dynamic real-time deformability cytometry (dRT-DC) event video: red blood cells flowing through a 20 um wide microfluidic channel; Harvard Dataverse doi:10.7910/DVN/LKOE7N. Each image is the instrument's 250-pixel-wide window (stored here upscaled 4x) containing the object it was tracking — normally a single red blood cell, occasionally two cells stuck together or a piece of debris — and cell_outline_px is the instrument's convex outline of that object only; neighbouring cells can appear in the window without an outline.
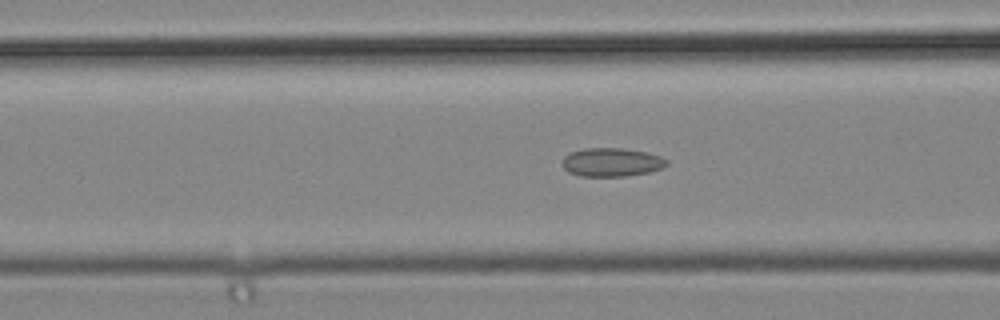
{"species": "common noctule bat (a hibernating species)", "species_latin": "Nyctalus noctula", "temperature_condition": "cold", "stored_images_in_passage": 43, "camera_frame_rate_fps": 3000, "um_per_image_px": 0.085, "animal": {"sex": "male", "body_mass_g": 19.2, "forearm_length_mm": 51.8}, "frame": {"image": 1, "passage_image": 19, "time_ms": 6.0, "image_size_px": [1000, 320], "cell_outline_px": [[668, 164], [660, 168], [648, 172], [624, 176], [580, 176], [568, 172], [560, 164], [564, 156], [572, 152], [584, 148], [624, 148], [644, 152], [660, 156], [668, 160]], "centroid_in_image_um": [51.94, 13.79], "position_along_channel_um": 114.7, "area_um2": 17.34}}
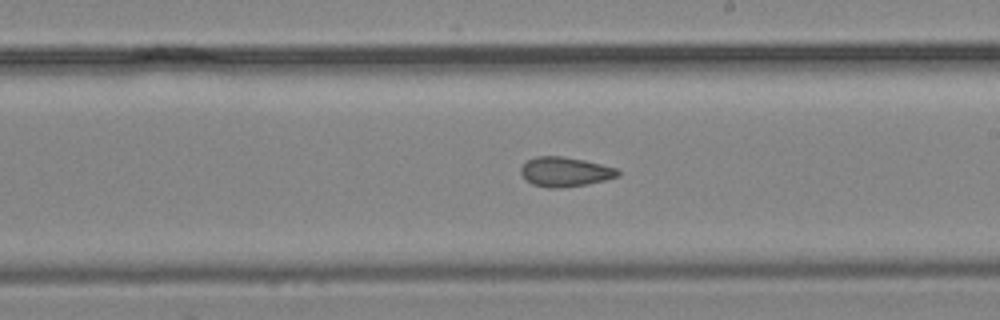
{"frame": {"image": 2, "passage_image": 28, "time_ms": 9.0, "image_size_px": [1000, 320], "cell_outline_px": [[620, 176], [588, 184], [556, 188], [548, 188], [532, 184], [520, 172], [520, 168], [528, 160], [536, 156], [560, 156], [584, 160], [616, 168], [620, 172]], "centroid_in_image_um": [48.04, 14.6], "position_along_channel_um": 241.0, "area_um2": 16.53}}
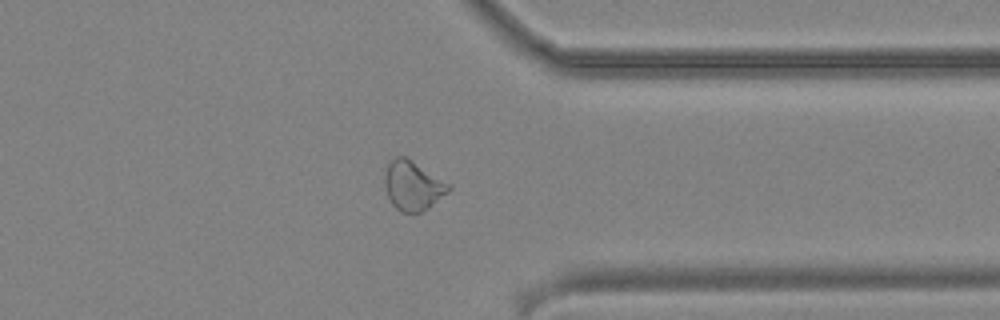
{"frame": {"image": 3, "passage_image": 38, "time_ms": 12.333, "image_size_px": [1000, 320], "cell_outline_px": [[452, 188], [448, 192], [428, 208], [420, 212], [400, 212], [392, 204], [388, 196], [384, 184], [384, 176], [388, 164], [396, 156], [404, 156], [452, 184]], "centroid_in_image_um": [35.1, 15.78], "position_along_channel_um": 376.3, "area_um2": 18.32}}